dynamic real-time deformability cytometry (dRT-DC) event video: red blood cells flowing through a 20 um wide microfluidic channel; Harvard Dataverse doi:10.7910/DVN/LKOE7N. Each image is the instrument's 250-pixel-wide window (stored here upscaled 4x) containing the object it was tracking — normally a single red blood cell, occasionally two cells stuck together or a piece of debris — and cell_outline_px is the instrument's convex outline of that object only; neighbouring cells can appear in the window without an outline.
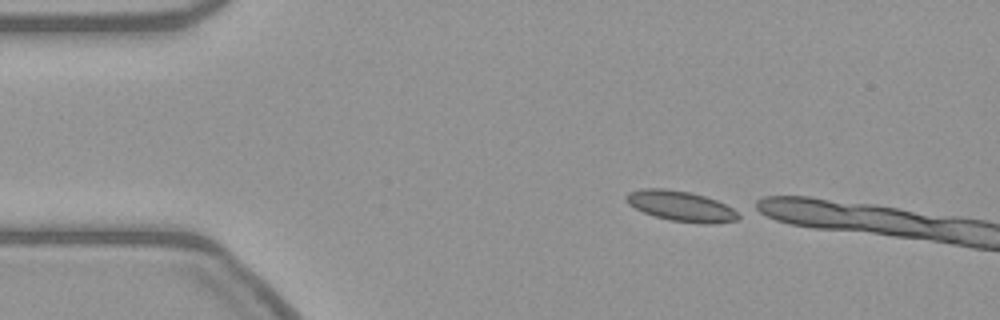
{"species": "common noctule bat (a hibernating species)", "species_latin": "Nyctalus noctula", "temperature_condition": "warm", "stored_images_in_passage": 11, "camera_frame_rate_fps": 3000, "um_per_image_px": 0.085, "animal": {"sex": "female", "body_mass_g": 21.9}, "frame": {"image": 1, "passage_image": 1, "time_ms": 0.0, "image_size_px": [1000, 320], "cell_outline_px": [[740, 216], [736, 220], [716, 224], [704, 224], [668, 220], [644, 212], [628, 204], [624, 196], [628, 192], [640, 188], [664, 188], [688, 192], [704, 196], [716, 200], [740, 212]], "centroid_in_image_um": [57.88, 17.52], "position_along_channel_um": 27.1, "area_um2": 19.88}}
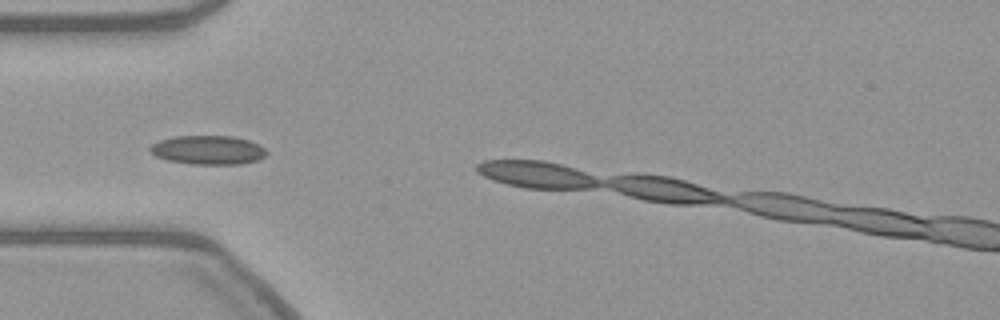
{"frame": {"image": 2, "passage_image": 9, "time_ms": 2.667, "image_size_px": [1000, 320], "cell_outline_px": [[268, 152], [260, 160], [240, 164], [192, 164], [168, 160], [156, 156], [148, 152], [148, 148], [152, 144], [160, 140], [176, 136], [232, 136], [248, 140], [264, 148]], "centroid_in_image_um": [17.66, 12.75], "position_along_channel_um": 67.3, "area_um2": 19.65}}